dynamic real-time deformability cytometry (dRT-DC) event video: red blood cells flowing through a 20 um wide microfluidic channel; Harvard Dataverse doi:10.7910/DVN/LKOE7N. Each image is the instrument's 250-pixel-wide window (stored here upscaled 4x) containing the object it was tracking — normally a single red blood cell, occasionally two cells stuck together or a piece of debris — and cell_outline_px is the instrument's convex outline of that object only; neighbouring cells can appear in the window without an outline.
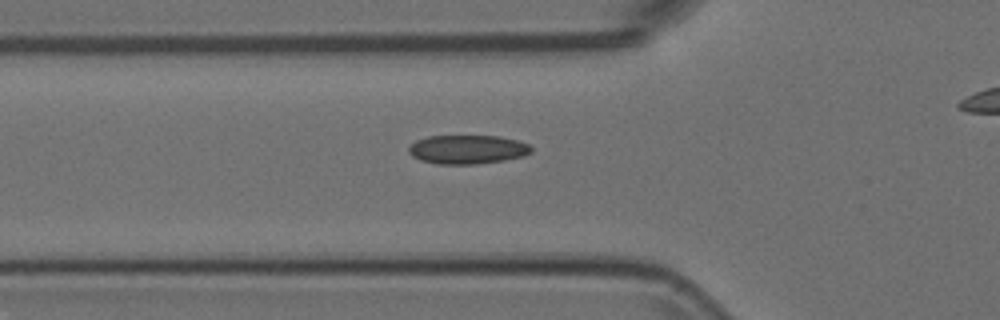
{"species": "Egyptian fruit bat (a non-hibernating species)", "species_latin": "Rousettus aegyptiacus", "temperature_condition": "room temperature", "stored_images_in_passage": 30, "camera_frame_rate_fps": 3000, "um_per_image_px": 0.085, "animal": {"sex": "female"}, "frame": {"image": 1, "passage_image": 2, "time_ms": 0.333, "image_size_px": [1000, 320], "cell_outline_px": [[532, 152], [520, 156], [504, 160], [476, 164], [436, 164], [420, 160], [412, 156], [408, 152], [408, 148], [416, 140], [428, 136], [500, 136], [516, 140], [528, 144], [532, 148]], "centroid_in_image_um": [39.7, 12.7], "position_along_channel_um": 86.1, "area_um2": 20.58}}
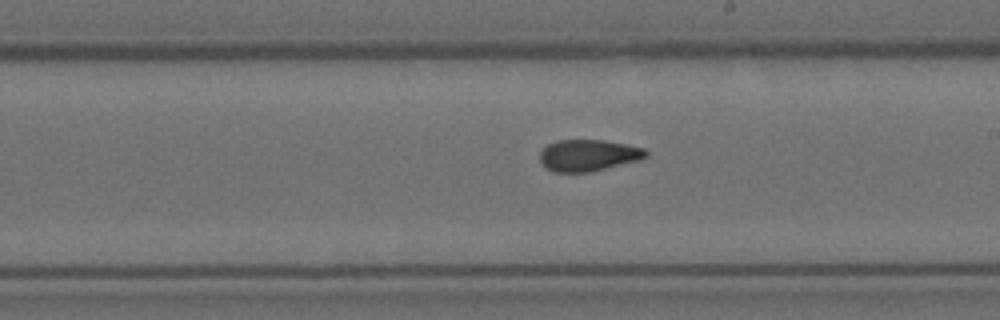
{"frame": {"image": 2, "passage_image": 14, "time_ms": 4.333, "image_size_px": [1000, 320], "cell_outline_px": [[648, 156], [640, 160], [592, 172], [552, 172], [540, 160], [540, 152], [548, 144], [556, 140], [604, 140], [644, 148], [648, 152]], "centroid_in_image_um": [50.03, 13.2], "position_along_channel_um": 239.0, "area_um2": 19.54}}
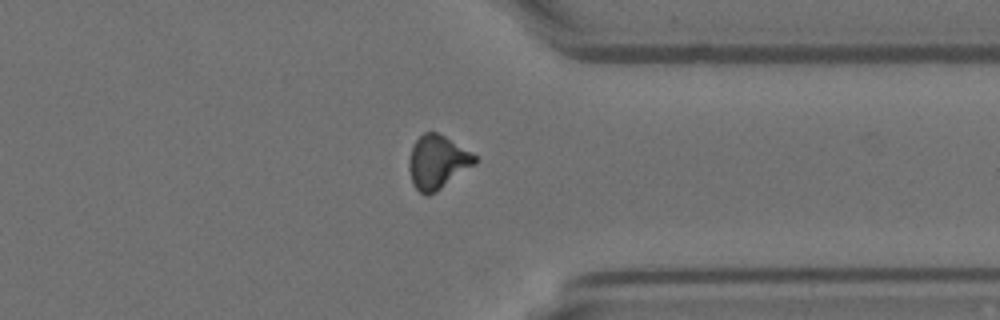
{"frame": {"image": 3, "passage_image": 25, "time_ms": 8.0, "image_size_px": [1000, 320], "cell_outline_px": [[480, 160], [476, 164], [436, 192], [428, 196], [424, 196], [412, 184], [408, 168], [408, 160], [412, 144], [424, 132], [436, 132], [444, 136], [472, 152]], "centroid_in_image_um": [37.17, 13.79], "position_along_channel_um": 374.2, "area_um2": 20.87}}